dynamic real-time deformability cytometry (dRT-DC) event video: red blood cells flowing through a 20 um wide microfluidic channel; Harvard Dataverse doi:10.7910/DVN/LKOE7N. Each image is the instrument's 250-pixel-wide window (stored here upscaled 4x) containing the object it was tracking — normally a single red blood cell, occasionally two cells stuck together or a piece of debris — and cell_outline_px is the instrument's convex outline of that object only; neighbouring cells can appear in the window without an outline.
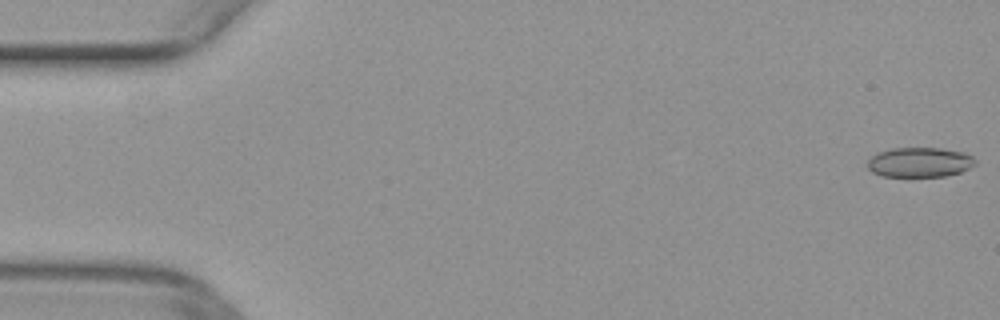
{"species": "common noctule bat (a hibernating species)", "species_latin": "Nyctalus noctula", "temperature_condition": "warm", "stored_images_in_passage": 18, "camera_frame_rate_fps": 3000, "um_per_image_px": 0.085, "animal": {"sex": "female", "body_mass_g": 29.2, "forearm_length_mm": 56.3}, "frame": {"image": 1, "passage_image": 1, "time_ms": 0.0, "image_size_px": [1000, 320], "cell_outline_px": [[976, 164], [960, 172], [944, 176], [880, 176], [872, 172], [868, 168], [868, 160], [876, 152], [892, 148], [940, 148], [964, 152], [972, 156], [976, 160]], "centroid_in_image_um": [78.16, 13.78], "position_along_channel_um": 6.8, "area_um2": 18.73}}
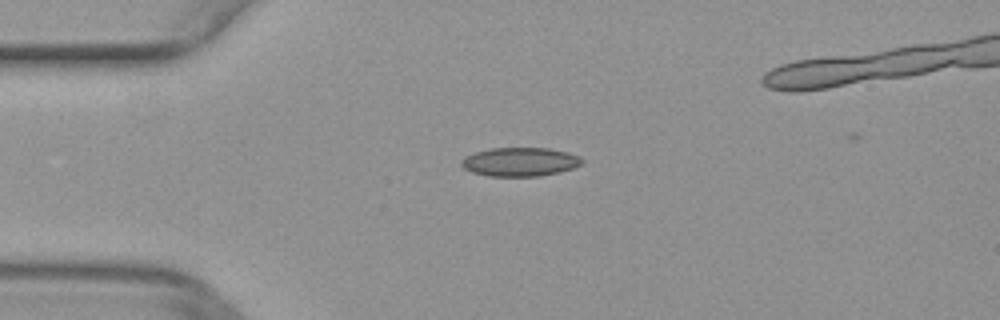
{"frame": {"image": 2, "passage_image": 13, "time_ms": 4.0, "image_size_px": [1000, 320], "cell_outline_px": [[584, 164], [560, 172], [540, 176], [488, 176], [472, 172], [464, 168], [460, 164], [460, 160], [464, 156], [488, 148], [548, 148], [568, 152], [580, 156], [584, 160]], "centroid_in_image_um": [44.21, 13.75], "position_along_channel_um": 40.8, "area_um2": 20.46}}
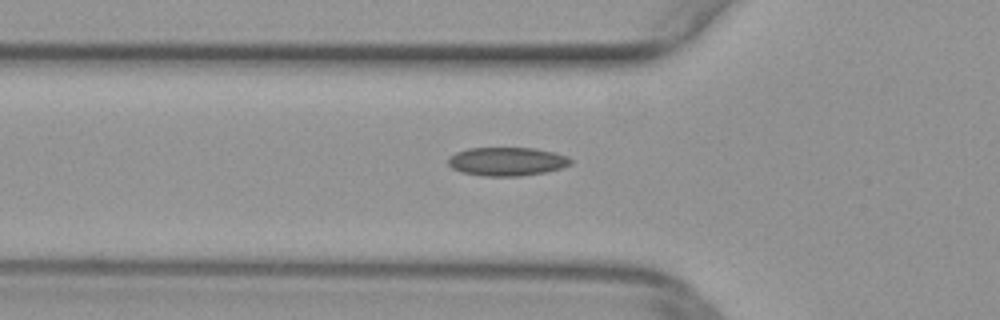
{"frame": {"image": 3, "passage_image": 18, "time_ms": 5.667, "image_size_px": [1000, 320], "cell_outline_px": [[572, 164], [560, 168], [544, 172], [520, 176], [484, 176], [460, 172], [452, 168], [448, 164], [448, 156], [456, 152], [468, 148], [536, 148], [556, 152], [568, 156], [572, 160]], "centroid_in_image_um": [43.09, 13.72], "position_along_channel_um": 82.7, "area_um2": 20.58}}